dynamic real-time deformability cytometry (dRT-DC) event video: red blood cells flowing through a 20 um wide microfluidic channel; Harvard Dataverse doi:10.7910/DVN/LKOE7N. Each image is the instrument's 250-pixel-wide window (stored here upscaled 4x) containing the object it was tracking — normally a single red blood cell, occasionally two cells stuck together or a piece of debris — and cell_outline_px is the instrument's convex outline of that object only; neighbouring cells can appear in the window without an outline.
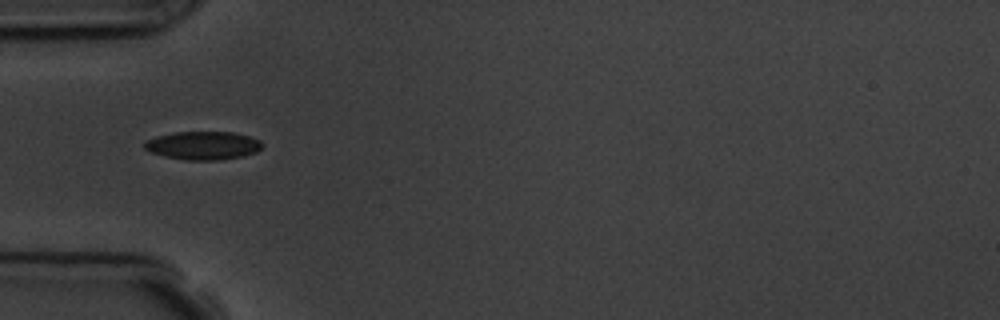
{"species": "common noctule bat (a hibernating species)", "species_latin": "Nyctalus noctula", "temperature_condition": "room temperature", "stored_images_in_passage": 6, "camera_frame_rate_fps": 3000, "um_per_image_px": 0.085, "animal": {"sex": "male", "body_mass_g": 19.5, "forearm_length_mm": 54.6}, "frame": {"image": 1, "passage_image": 3, "time_ms": 2.333, "image_size_px": [1000, 320], "cell_outline_px": [[264, 144], [256, 152], [244, 156], [216, 160], [188, 160], [164, 156], [152, 152], [144, 148], [144, 144], [148, 140], [156, 136], [176, 132], [232, 132], [248, 136], [260, 140]], "centroid_in_image_um": [17.28, 12.36], "position_along_channel_um": 67.7, "area_um2": 19.25}}